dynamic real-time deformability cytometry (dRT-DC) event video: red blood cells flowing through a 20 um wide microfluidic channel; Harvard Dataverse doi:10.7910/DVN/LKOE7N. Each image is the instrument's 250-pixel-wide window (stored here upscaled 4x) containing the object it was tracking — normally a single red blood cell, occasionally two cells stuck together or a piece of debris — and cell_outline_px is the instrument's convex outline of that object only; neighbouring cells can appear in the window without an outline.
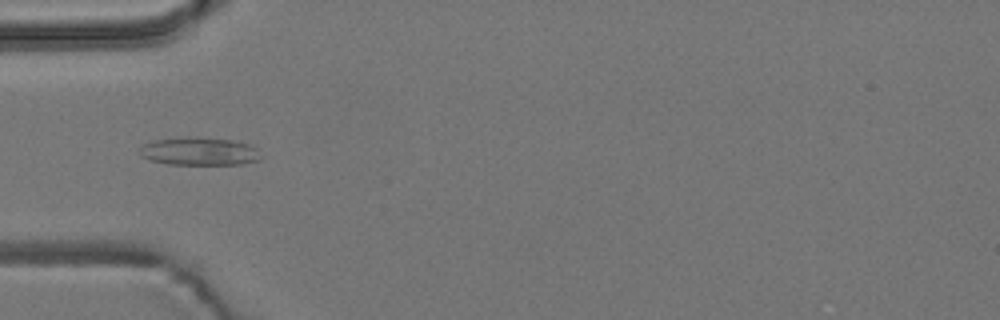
{"species": "common noctule bat (a hibernating species)", "species_latin": "Nyctalus noctula", "temperature_condition": "room temperature", "stored_images_in_passage": 41, "camera_frame_rate_fps": 3000, "um_per_image_px": 0.085, "animal": {"sex": "male", "body_mass_g": 19.2, "forearm_length_mm": 51.8}, "frame": {"image": 1, "passage_image": 3, "time_ms": 0.667, "image_size_px": [1000, 320], "cell_outline_px": [[260, 160], [240, 164], [168, 164], [148, 160], [140, 156], [140, 148], [144, 144], [152, 140], [188, 136], [232, 140], [248, 144], [256, 148]], "centroid_in_image_um": [16.88, 12.86], "position_along_channel_um": 68.1, "area_um2": 19.77}}
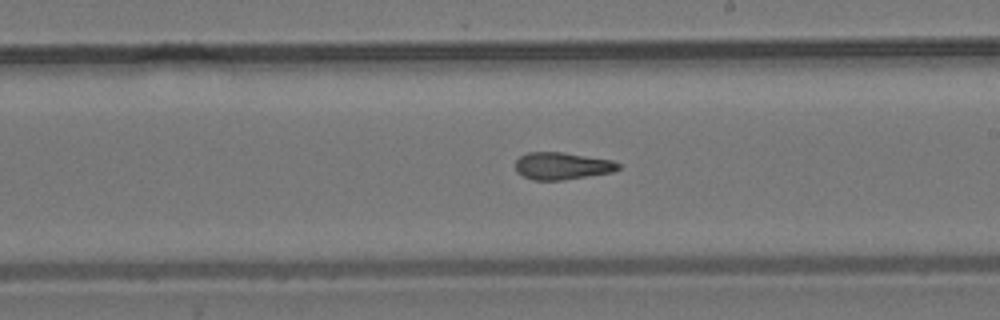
{"frame": {"image": 2, "passage_image": 17, "time_ms": 5.333, "image_size_px": [1000, 320], "cell_outline_px": [[620, 168], [612, 172], [564, 180], [532, 180], [516, 172], [516, 160], [520, 156], [528, 152], [564, 152], [612, 160], [620, 164]], "centroid_in_image_um": [47.77, 14.1], "position_along_channel_um": 241.2, "area_um2": 16.36}}
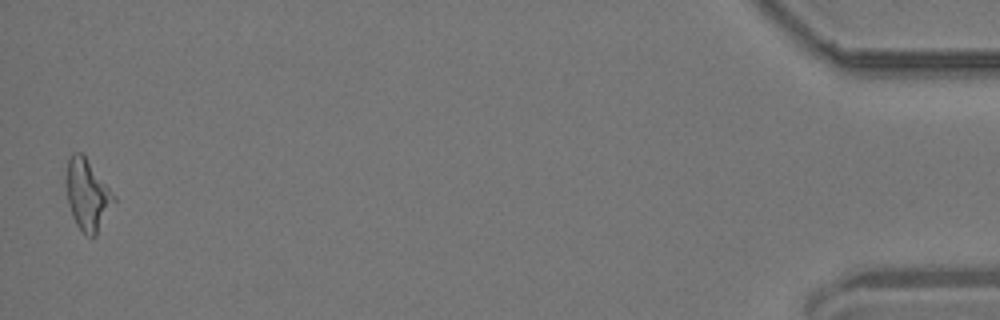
{"frame": {"image": 3, "passage_image": 40, "time_ms": 13.0, "image_size_px": [1000, 320], "cell_outline_px": [[116, 200], [96, 236], [84, 236], [76, 224], [72, 216], [68, 204], [68, 156], [72, 152], [80, 152], [84, 156], [116, 196]], "centroid_in_image_um": [7.46, 16.61], "position_along_channel_um": 427.7, "area_um2": 19.31}, "authors_computed_cell_mechanics": {"area_um2": 17.4556, "velocity_mm_per_s": 3.6896, "shape_relaxation_time_tau1_ms": null, "shape_relaxation_time_tau2_ms": 4.6254, "deformation_change_tau1": null, "deformation_change_tau2": 0.1329}}